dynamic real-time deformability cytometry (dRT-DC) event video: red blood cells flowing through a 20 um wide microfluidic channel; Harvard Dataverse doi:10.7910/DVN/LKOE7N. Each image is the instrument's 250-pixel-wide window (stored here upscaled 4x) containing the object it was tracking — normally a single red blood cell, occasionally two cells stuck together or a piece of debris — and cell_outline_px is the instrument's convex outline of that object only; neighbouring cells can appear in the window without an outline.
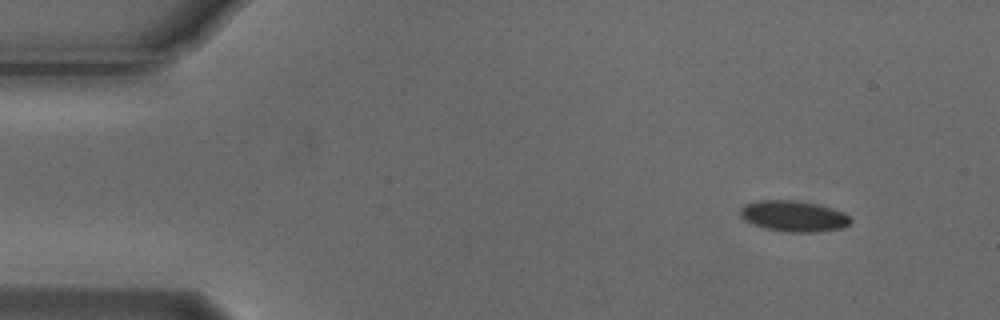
{"species": "Egyptian fruit bat (a non-hibernating species)", "species_latin": "Rousettus aegyptiacus", "temperature_condition": "cold", "stored_images_in_passage": 4, "camera_frame_rate_fps": 3000, "um_per_image_px": 0.085, "animal": {"sex": "male"}, "frame": {"image": 1, "passage_image": 1, "time_ms": 0.0, "image_size_px": [1000, 320], "cell_outline_px": [[852, 220], [844, 228], [816, 232], [788, 232], [764, 228], [752, 224], [744, 220], [740, 216], [740, 208], [744, 204], [756, 200], [796, 200], [816, 204], [832, 208], [844, 212]], "centroid_in_image_um": [67.43, 18.37], "position_along_channel_um": 17.6, "area_um2": 20.06}}